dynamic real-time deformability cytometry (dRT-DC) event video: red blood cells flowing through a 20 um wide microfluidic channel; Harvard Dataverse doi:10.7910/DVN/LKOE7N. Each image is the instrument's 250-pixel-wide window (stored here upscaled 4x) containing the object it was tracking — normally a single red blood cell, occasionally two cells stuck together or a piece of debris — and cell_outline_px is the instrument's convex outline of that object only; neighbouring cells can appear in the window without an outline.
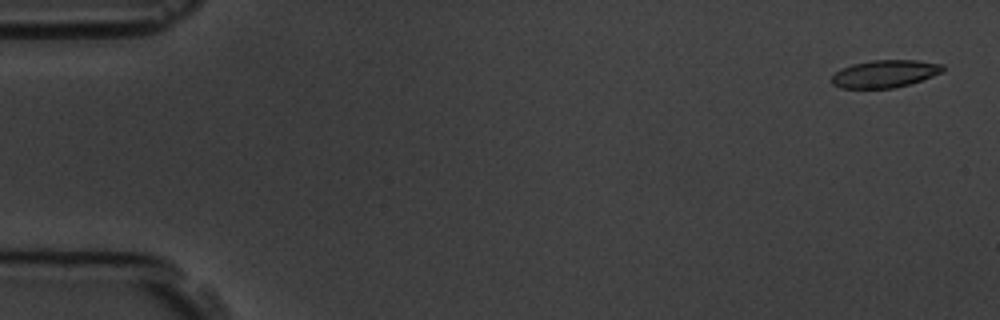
{"species": "common noctule bat (a hibernating species)", "species_latin": "Nyctalus noctula", "temperature_condition": "room temperature", "stored_images_in_passage": 3, "camera_frame_rate_fps": 3000, "um_per_image_px": 0.085, "animal": {"sex": "male", "body_mass_g": 19.5, "forearm_length_mm": 54.6}, "frame": {"image": 1, "passage_image": 1, "time_ms": 0.0, "image_size_px": [1000, 320], "cell_outline_px": [[944, 72], [908, 84], [892, 88], [840, 88], [832, 84], [832, 76], [840, 68], [852, 64], [872, 60], [916, 60], [944, 64]], "centroid_in_image_um": [75.21, 6.26], "position_along_channel_um": 9.8, "area_um2": 17.8}}